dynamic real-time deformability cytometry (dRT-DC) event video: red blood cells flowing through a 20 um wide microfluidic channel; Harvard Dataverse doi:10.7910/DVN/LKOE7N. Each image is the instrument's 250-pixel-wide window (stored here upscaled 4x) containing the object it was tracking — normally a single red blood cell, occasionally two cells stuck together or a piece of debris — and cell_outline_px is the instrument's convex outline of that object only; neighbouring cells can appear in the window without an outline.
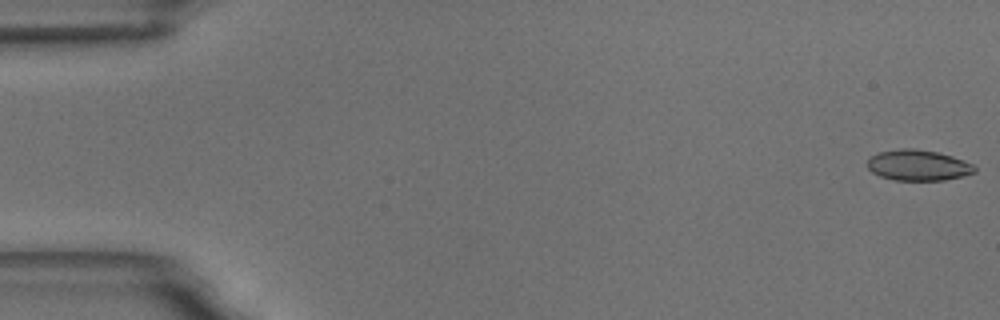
{"species": "common noctule bat (a hibernating species)", "species_latin": "Nyctalus noctula", "temperature_condition": "room temperature", "stored_images_in_passage": 54, "camera_frame_rate_fps": 3000, "um_per_image_px": 0.085, "animal": {"sex": "male", "body_mass_g": 18.8}, "frame": {"image": 1, "passage_image": 1, "time_ms": 0.0, "image_size_px": [1000, 320], "cell_outline_px": [[976, 172], [944, 180], [896, 180], [880, 176], [872, 172], [868, 168], [868, 160], [872, 156], [880, 152], [900, 148], [916, 148], [940, 152], [964, 160], [972, 164], [976, 168]], "centroid_in_image_um": [78.05, 14.03], "position_along_channel_um": 6.9, "area_um2": 19.19}}
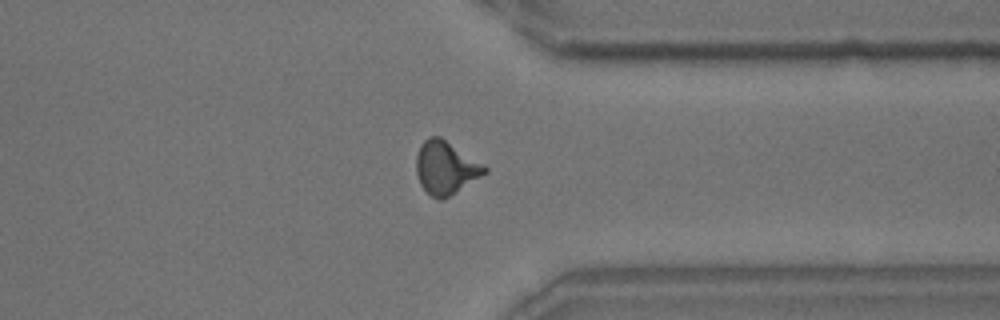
{"frame": {"image": 2, "passage_image": 45, "time_ms": 14.667, "image_size_px": [1000, 320], "cell_outline_px": [[488, 172], [448, 196], [440, 200], [432, 196], [420, 184], [416, 172], [416, 156], [420, 144], [428, 136], [440, 136], [484, 164], [488, 168]], "centroid_in_image_um": [37.87, 14.22], "position_along_channel_um": 373.5, "area_um2": 20.98}}
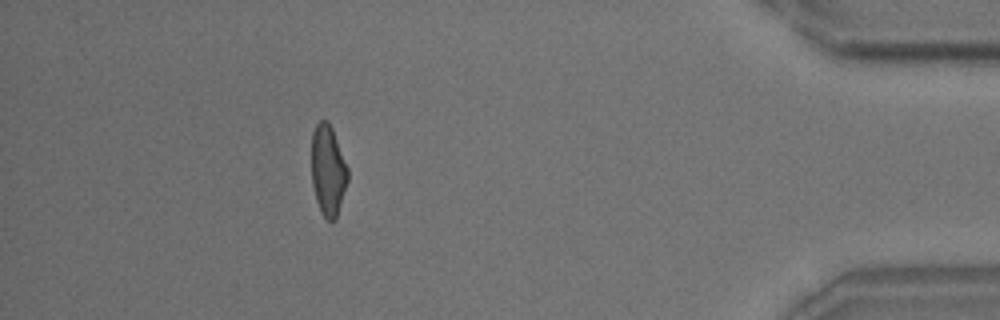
{"frame": {"image": 3, "passage_image": 52, "time_ms": 17.0, "image_size_px": [1000, 320], "cell_outline_px": [[348, 180], [336, 220], [328, 220], [320, 212], [316, 200], [312, 184], [312, 132], [316, 124], [320, 120], [328, 120], [332, 128], [348, 168]], "centroid_in_image_um": [27.88, 14.48], "position_along_channel_um": 407.3, "area_um2": 19.19}}